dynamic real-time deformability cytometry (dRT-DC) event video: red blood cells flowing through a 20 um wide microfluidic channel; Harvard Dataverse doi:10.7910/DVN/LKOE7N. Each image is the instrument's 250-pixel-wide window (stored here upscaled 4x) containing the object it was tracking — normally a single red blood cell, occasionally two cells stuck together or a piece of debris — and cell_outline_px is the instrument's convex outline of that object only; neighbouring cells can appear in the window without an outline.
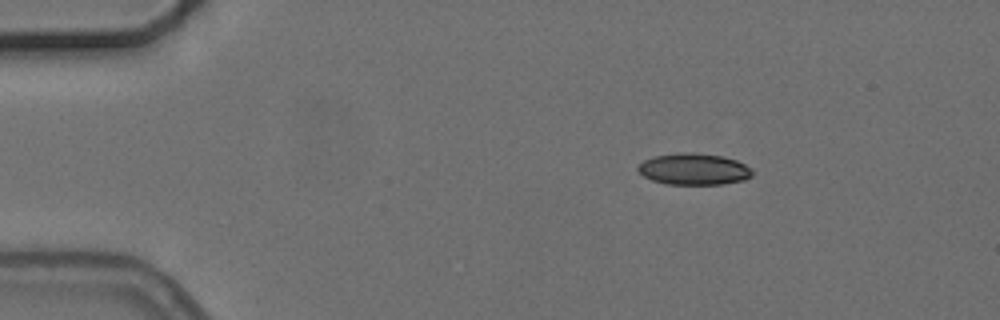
{"species": "common noctule bat (a hibernating species)", "species_latin": "Nyctalus noctula", "temperature_condition": "cold", "stored_images_in_passage": 3, "segment_of_instrument_passage": [1, 2], "camera_frame_rate_fps": 3000, "um_per_image_px": 0.085, "animal": {"sex": "female", "body_mass_g": 24.6, "forearm_length_mm": 56.2}, "frame": {"image": 1, "passage_image": 1, "time_ms": 0.0, "image_size_px": [1000, 320], "cell_outline_px": [[752, 176], [744, 180], [724, 184], [664, 184], [652, 180], [644, 176], [636, 168], [644, 160], [656, 156], [676, 152], [692, 152], [724, 156], [736, 160], [752, 168]], "centroid_in_image_um": [58.99, 14.37], "position_along_channel_um": 26.0, "area_um2": 21.1}}